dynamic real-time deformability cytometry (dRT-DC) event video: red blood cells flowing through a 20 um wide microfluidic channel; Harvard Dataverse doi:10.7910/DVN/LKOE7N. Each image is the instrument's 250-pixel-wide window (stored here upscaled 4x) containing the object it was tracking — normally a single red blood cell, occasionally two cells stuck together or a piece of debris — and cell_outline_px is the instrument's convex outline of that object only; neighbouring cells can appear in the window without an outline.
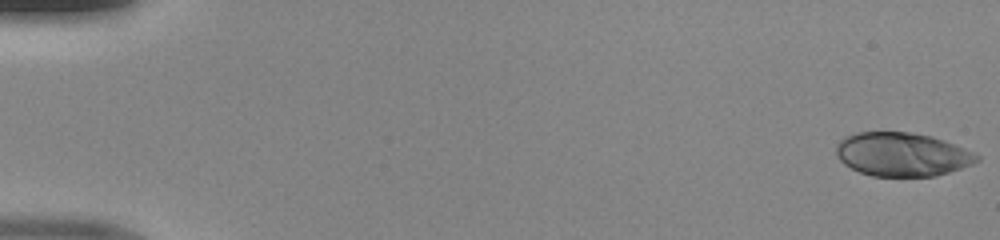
{"species": "human", "species_latin": "Homo sapiens", "temperature_condition": "room temperature", "stored_images_in_passage": 49, "camera_frame_rate_fps": 3000, "um_per_image_px": 0.085, "donor": {"sex": "male"}, "frame": {"image": 1, "passage_image": 1, "time_ms": 0.0, "image_size_px": [1000, 240], "cell_outline_px": [[980, 160], [972, 164], [936, 176], [872, 176], [860, 172], [844, 164], [836, 156], [836, 144], [844, 136], [856, 132], [912, 132], [932, 136], [944, 140], [976, 152], [980, 156]], "centroid_in_image_um": [76.68, 13.11], "position_along_channel_um": 8.3, "area_um2": 36.07}}
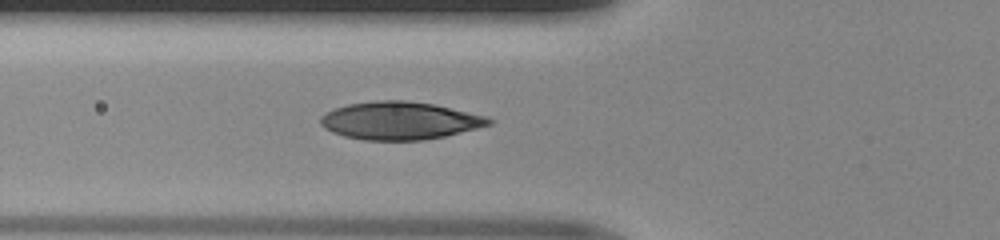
{"frame": {"image": 2, "passage_image": 19, "time_ms": 6.0, "image_size_px": [1000, 240], "cell_outline_px": [[492, 124], [444, 136], [424, 140], [364, 140], [344, 136], [332, 132], [324, 128], [320, 124], [320, 116], [324, 112], [348, 104], [376, 100], [404, 100], [432, 104], [484, 116], [492, 120]], "centroid_in_image_um": [33.9, 10.26], "position_along_channel_um": 91.9, "area_um2": 36.76}}
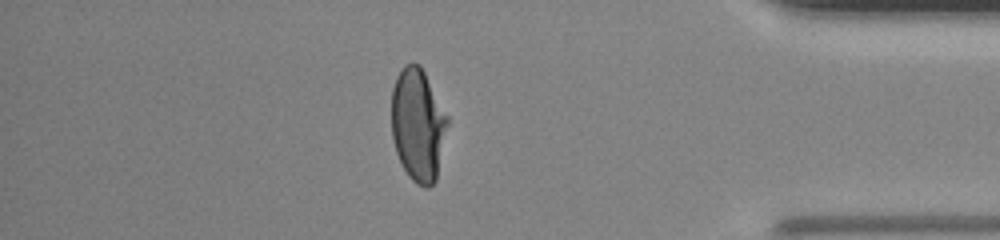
{"frame": {"image": 3, "passage_image": 43, "time_ms": 14.0, "image_size_px": [1000, 240], "cell_outline_px": [[448, 124], [436, 180], [428, 188], [424, 188], [416, 184], [408, 176], [396, 152], [392, 136], [392, 88], [396, 76], [404, 64], [412, 60], [420, 64], [448, 116]], "centroid_in_image_um": [35.52, 10.58], "position_along_channel_um": 399.7, "area_um2": 36.99}}